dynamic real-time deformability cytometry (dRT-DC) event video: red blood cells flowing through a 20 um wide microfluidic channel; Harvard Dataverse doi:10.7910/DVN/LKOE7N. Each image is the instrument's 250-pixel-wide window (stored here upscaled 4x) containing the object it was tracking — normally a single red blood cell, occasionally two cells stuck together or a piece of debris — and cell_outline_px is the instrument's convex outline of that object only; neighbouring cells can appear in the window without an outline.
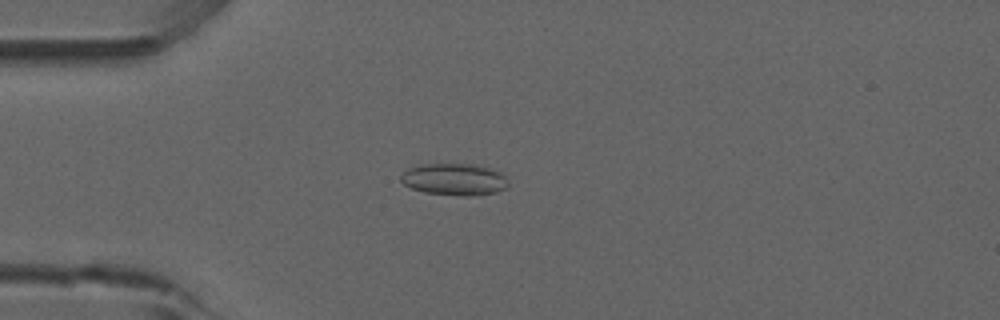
{"species": "common noctule bat (a hibernating species)", "species_latin": "Nyctalus noctula", "temperature_condition": "room temperature", "stored_images_in_passage": 53, "camera_frame_rate_fps": 3000, "um_per_image_px": 0.085, "animal": {"sex": "male", "forearm_length_mm": 52.5}, "frame": {"image": 1, "passage_image": 14, "time_ms": 4.333, "image_size_px": [1000, 320], "cell_outline_px": [[508, 184], [504, 188], [496, 192], [472, 196], [464, 196], [424, 192], [412, 188], [404, 184], [400, 180], [400, 176], [408, 168], [424, 164], [472, 164], [488, 168], [500, 172], [504, 176]], "centroid_in_image_um": [38.59, 15.25], "position_along_channel_um": 46.4, "area_um2": 19.71}}
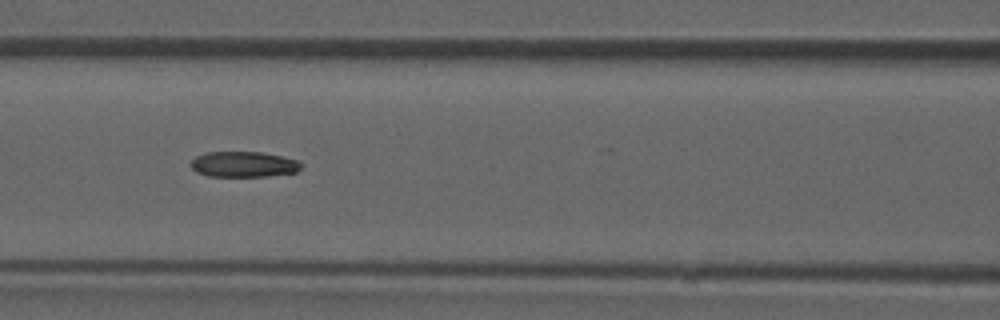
{"frame": {"image": 2, "passage_image": 23, "time_ms": 7.333, "image_size_px": [1000, 320], "cell_outline_px": [[304, 164], [296, 172], [268, 176], [208, 176], [196, 172], [192, 168], [192, 160], [196, 156], [208, 152], [260, 152], [300, 160]], "centroid_in_image_um": [20.74, 13.97], "position_along_channel_um": 145.9, "area_um2": 16.42}}
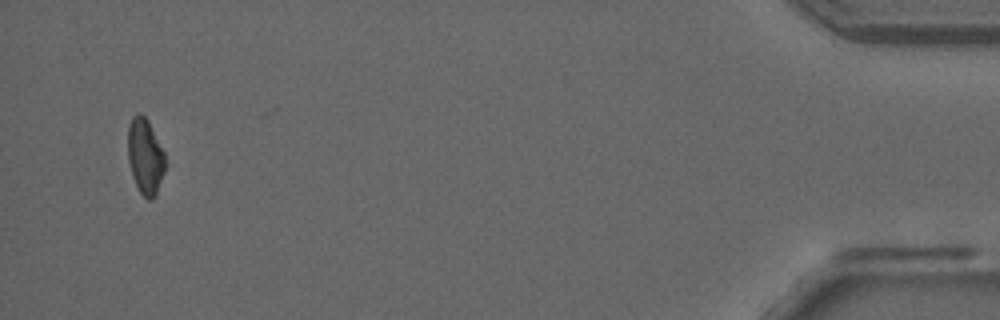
{"frame": {"image": 3, "passage_image": 51, "time_ms": 16.667, "image_size_px": [1000, 320], "cell_outline_px": [[168, 164], [156, 196], [152, 200], [148, 200], [140, 192], [132, 176], [128, 160], [128, 124], [132, 116], [136, 112], [140, 112], [148, 120], [164, 152]], "centroid_in_image_um": [12.36, 13.3], "position_along_channel_um": 422.8, "area_um2": 16.94}, "authors_computed_cell_mechanics": {"area_um2": 17.7446, "velocity_mm_per_s": 3.8691, "shape_relaxation_time_tau1_ms": null, "shape_relaxation_time_tau2_ms": 9.3808, "deformation_change_tau1": null, "deformation_change_tau2": 0.159}}